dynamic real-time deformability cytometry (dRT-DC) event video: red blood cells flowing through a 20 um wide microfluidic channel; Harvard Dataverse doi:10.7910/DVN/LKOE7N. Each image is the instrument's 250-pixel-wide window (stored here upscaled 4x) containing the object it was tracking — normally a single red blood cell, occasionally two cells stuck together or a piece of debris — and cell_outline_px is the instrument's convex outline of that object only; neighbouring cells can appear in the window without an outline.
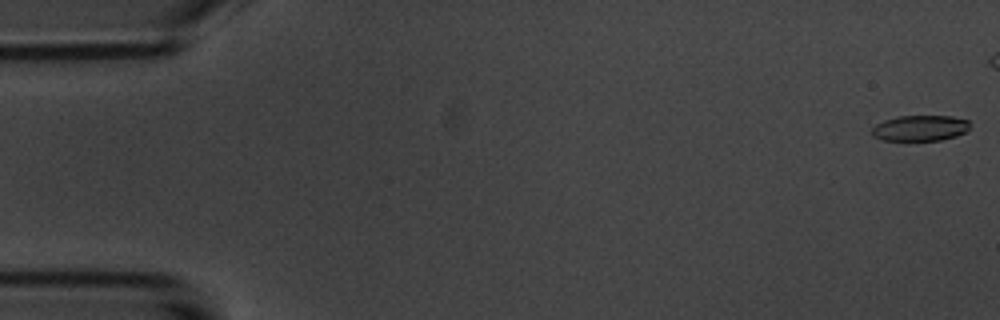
{"species": "common noctule bat (a hibernating species)", "species_latin": "Nyctalus noctula", "temperature_condition": "room temperature", "stored_images_in_passage": 6, "camera_frame_rate_fps": 3000, "um_per_image_px": 0.085, "animal": {"sex": "male", "body_mass_g": 20.1, "forearm_length_mm": 53.5}, "frame": {"image": 1, "passage_image": 1, "time_ms": 0.0, "image_size_px": [1000, 320], "cell_outline_px": [[968, 128], [964, 132], [956, 136], [940, 140], [880, 140], [872, 136], [872, 128], [876, 124], [884, 120], [896, 116], [952, 116], [968, 120]], "centroid_in_image_um": [78.16, 10.88], "position_along_channel_um": 6.8, "area_um2": 14.62}}